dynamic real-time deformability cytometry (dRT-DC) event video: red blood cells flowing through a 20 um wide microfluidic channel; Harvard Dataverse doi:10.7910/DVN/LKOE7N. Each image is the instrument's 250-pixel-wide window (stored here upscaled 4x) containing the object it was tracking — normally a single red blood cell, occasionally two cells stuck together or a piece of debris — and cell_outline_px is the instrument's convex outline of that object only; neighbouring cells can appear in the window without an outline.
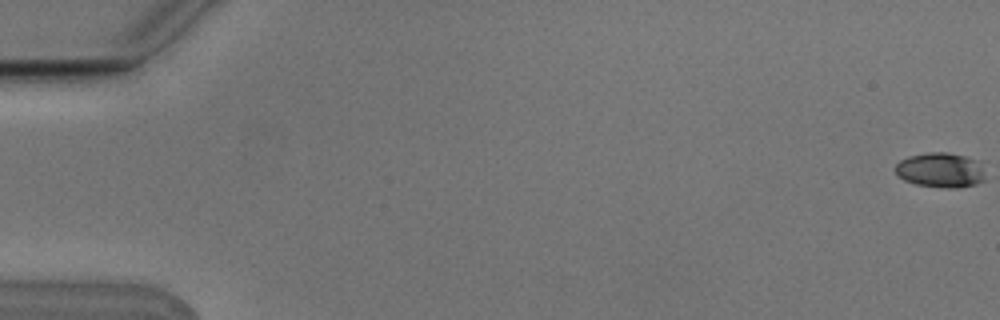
{"species": "Egyptian fruit bat (a non-hibernating species)", "species_latin": "Rousettus aegyptiacus", "temperature_condition": "cold", "stored_images_in_passage": 5, "camera_frame_rate_fps": 3000, "um_per_image_px": 0.085, "animal": {"sex": "male"}, "frame": {"image": 1, "passage_image": 1, "time_ms": 0.0, "image_size_px": [1000, 320], "cell_outline_px": [[984, 180], [976, 184], [960, 188], [944, 188], [916, 184], [904, 180], [896, 172], [896, 164], [900, 160], [908, 156], [928, 152], [948, 152], [980, 160]], "centroid_in_image_um": [79.95, 14.45], "position_along_channel_um": 5.0, "area_um2": 18.32}}